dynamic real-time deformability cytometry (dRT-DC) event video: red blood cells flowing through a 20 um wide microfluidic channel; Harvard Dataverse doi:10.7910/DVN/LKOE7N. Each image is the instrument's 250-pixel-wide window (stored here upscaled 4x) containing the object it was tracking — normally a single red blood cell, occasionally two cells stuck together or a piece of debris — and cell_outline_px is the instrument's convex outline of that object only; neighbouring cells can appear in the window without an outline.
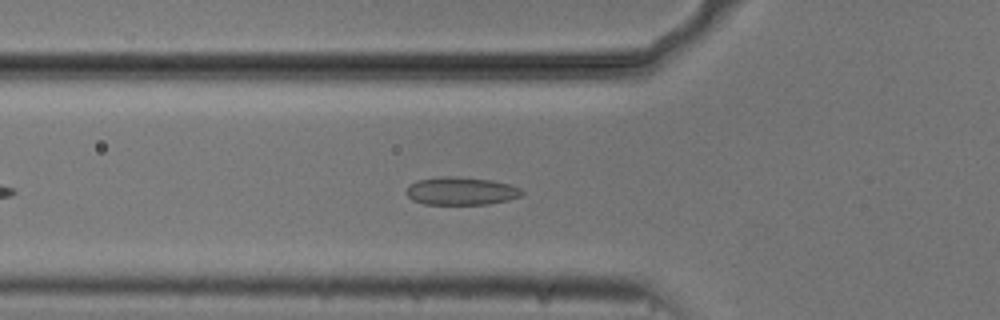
{"species": "common noctule bat (a hibernating species)", "species_latin": "Nyctalus noctula", "temperature_condition": "cold", "stored_images_in_passage": 11, "camera_frame_rate_fps": 3000, "um_per_image_px": 0.085, "animal": {"sex": "male", "body_mass_g": 20.5, "forearm_length_mm": 52.5}, "frame": {"image": 1, "passage_image": 9, "time_ms": 2.667, "image_size_px": [1000, 320], "cell_outline_px": [[524, 192], [520, 196], [508, 200], [488, 204], [424, 204], [412, 200], [404, 192], [416, 180], [444, 176], [456, 176], [492, 180], [508, 184], [520, 188]], "centroid_in_image_um": [39.18, 16.23], "position_along_channel_um": 86.6, "area_um2": 18.79}}